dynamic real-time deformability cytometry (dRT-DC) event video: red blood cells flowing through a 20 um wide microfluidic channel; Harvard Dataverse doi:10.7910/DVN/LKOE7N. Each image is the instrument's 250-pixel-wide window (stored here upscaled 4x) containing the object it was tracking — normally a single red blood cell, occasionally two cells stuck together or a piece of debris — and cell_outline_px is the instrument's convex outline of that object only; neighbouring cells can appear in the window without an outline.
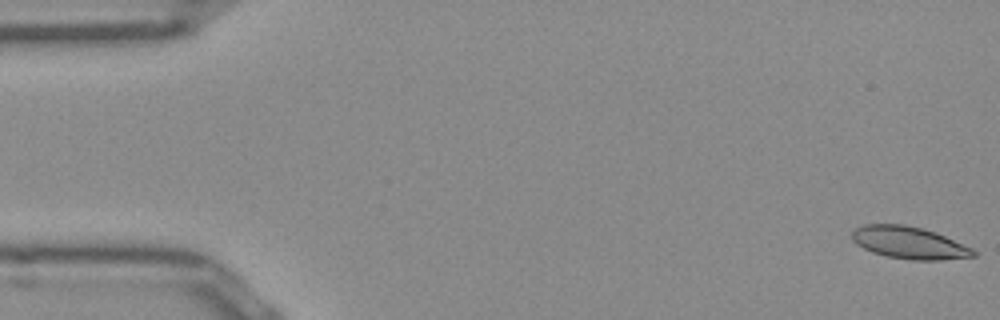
{"species": "Egyptian fruit bat (a non-hibernating species)", "species_latin": "Rousettus aegyptiacus", "temperature_condition": "room temperature", "stored_images_in_passage": 51, "camera_frame_rate_fps": 3000, "um_per_image_px": 0.085, "frame": {"image": 1, "passage_image": 1, "time_ms": 0.0, "image_size_px": [1000, 320], "cell_outline_px": [[976, 256], [940, 260], [912, 260], [888, 256], [872, 252], [856, 244], [852, 240], [852, 232], [856, 228], [864, 224], [904, 224], [936, 232], [972, 248], [976, 252]], "centroid_in_image_um": [77.27, 20.63], "position_along_channel_um": 7.7, "area_um2": 22.66}}
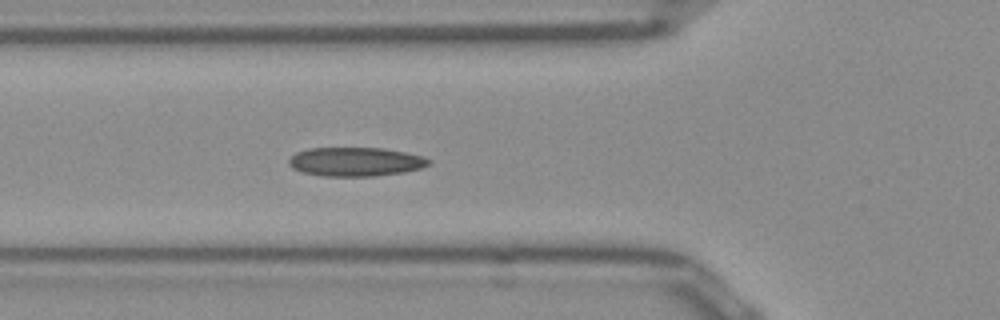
{"frame": {"image": 2, "passage_image": 18, "time_ms": 5.667, "image_size_px": [1000, 320], "cell_outline_px": [[432, 160], [428, 164], [420, 168], [404, 172], [372, 176], [324, 176], [300, 172], [292, 168], [288, 164], [288, 160], [296, 152], [308, 148], [384, 148], [404, 152], [420, 156]], "centroid_in_image_um": [30.17, 13.75], "position_along_channel_um": 95.6, "area_um2": 23.52}}
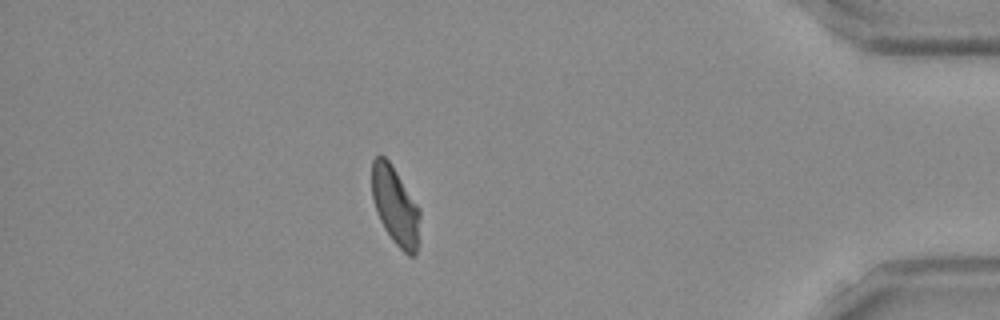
{"frame": {"image": 3, "passage_image": 45, "time_ms": 14.667, "image_size_px": [1000, 320], "cell_outline_px": [[420, 240], [416, 252], [412, 256], [408, 256], [392, 240], [384, 228], [380, 220], [372, 196], [372, 160], [376, 156], [384, 156], [388, 160], [420, 208]], "centroid_in_image_um": [33.63, 17.54], "position_along_channel_um": 401.6, "area_um2": 21.85}, "authors_computed_cell_mechanics": {"area_um2": 22.7732, "velocity_mm_per_s": 3.9144, "shape_relaxation_time_tau1_ms": 6.1373, "shape_relaxation_time_tau2_ms": 1.4395, "deformation_change_tau1": 0.147, "deformation_change_tau2": 0.0706}}